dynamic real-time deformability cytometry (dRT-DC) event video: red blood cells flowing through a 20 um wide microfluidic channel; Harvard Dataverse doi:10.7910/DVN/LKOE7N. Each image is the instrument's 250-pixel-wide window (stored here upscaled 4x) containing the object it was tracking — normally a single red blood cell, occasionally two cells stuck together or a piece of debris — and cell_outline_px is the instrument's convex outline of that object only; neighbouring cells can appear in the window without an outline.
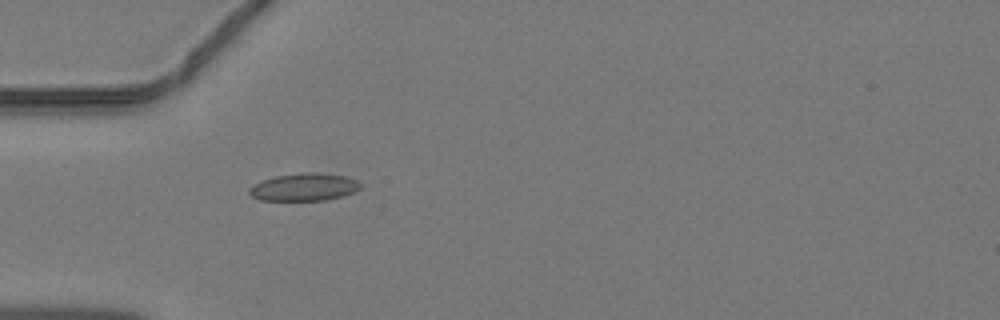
{"species": "common noctule bat (a hibernating species)", "species_latin": "Nyctalus noctula", "temperature_condition": "warm", "stored_images_in_passage": 30, "camera_frame_rate_fps": 3000, "um_per_image_px": 0.085, "animal": {"sex": "male", "body_mass_g": 19.2, "forearm_length_mm": 51.8}, "frame": {"image": 1, "passage_image": 1, "time_ms": 0.0, "image_size_px": [1000, 320], "cell_outline_px": [[360, 188], [344, 196], [324, 200], [260, 200], [252, 196], [248, 192], [248, 188], [264, 180], [276, 176], [304, 172], [316, 172], [344, 176], [356, 180], [360, 184]], "centroid_in_image_um": [25.84, 15.9], "position_along_channel_um": 59.2, "area_um2": 17.63}}
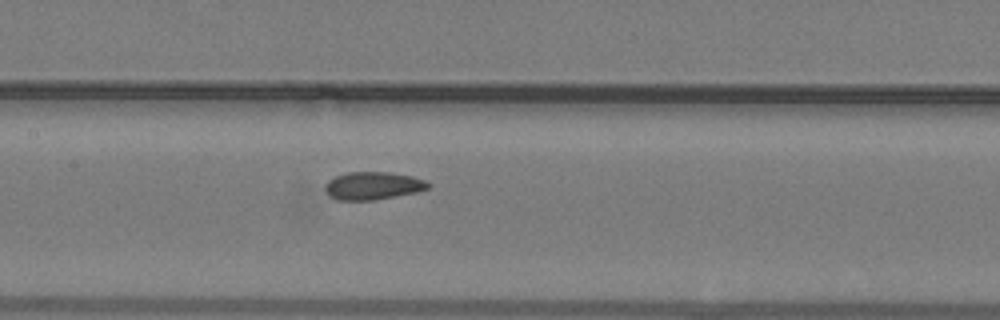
{"frame": {"image": 2, "passage_image": 9, "time_ms": 2.667, "image_size_px": [1000, 320], "cell_outline_px": [[432, 184], [428, 188], [416, 192], [396, 196], [372, 200], [336, 200], [328, 196], [324, 188], [324, 184], [328, 180], [336, 176], [348, 172], [392, 172], [412, 176], [424, 180]], "centroid_in_image_um": [31.67, 15.78], "position_along_channel_um": 175.7, "area_um2": 16.82}}
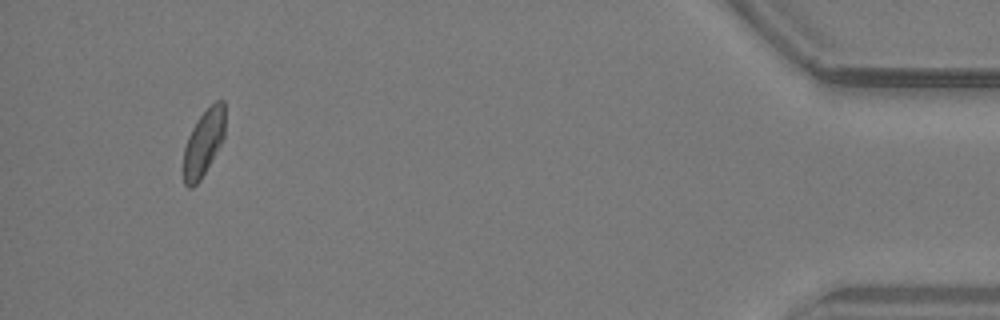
{"frame": {"image": 3, "passage_image": 30, "time_ms": 9.667, "image_size_px": [1000, 320], "cell_outline_px": [[224, 140], [200, 180], [192, 188], [188, 188], [184, 184], [184, 148], [188, 136], [196, 120], [216, 100], [224, 100]], "centroid_in_image_um": [17.31, 12.15], "position_along_channel_um": 417.9, "area_um2": 16.01}}